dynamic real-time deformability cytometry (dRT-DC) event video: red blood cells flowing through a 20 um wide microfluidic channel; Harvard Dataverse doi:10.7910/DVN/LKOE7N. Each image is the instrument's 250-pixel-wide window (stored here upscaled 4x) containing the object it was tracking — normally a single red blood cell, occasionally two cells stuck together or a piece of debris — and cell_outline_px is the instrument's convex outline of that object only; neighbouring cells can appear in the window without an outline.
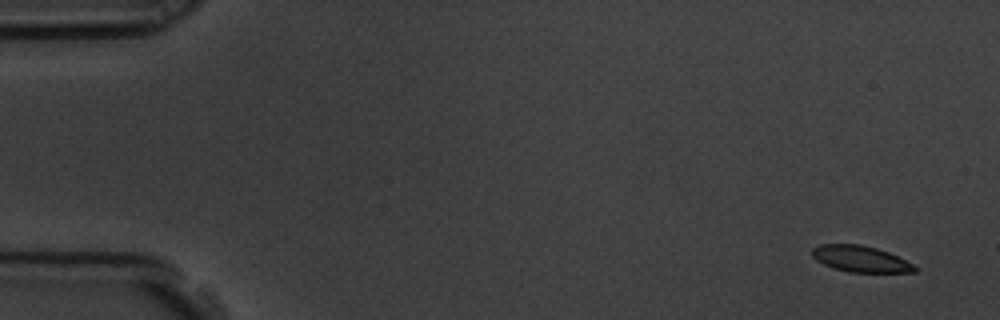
{"species": "common noctule bat (a hibernating species)", "species_latin": "Nyctalus noctula", "temperature_condition": "room temperature", "stored_images_in_passage": 6, "camera_frame_rate_fps": 3000, "um_per_image_px": 0.085, "animal": {"sex": "male", "body_mass_g": 19.5, "forearm_length_mm": 54.6}, "frame": {"image": 1, "passage_image": 1, "time_ms": 0.0, "image_size_px": [1000, 320], "cell_outline_px": [[920, 268], [916, 272], [848, 272], [832, 268], [816, 260], [812, 256], [812, 248], [820, 244], [860, 244], [876, 248], [888, 252]], "centroid_in_image_um": [73.12, 22.01], "position_along_channel_um": 11.9, "area_um2": 15.66}}
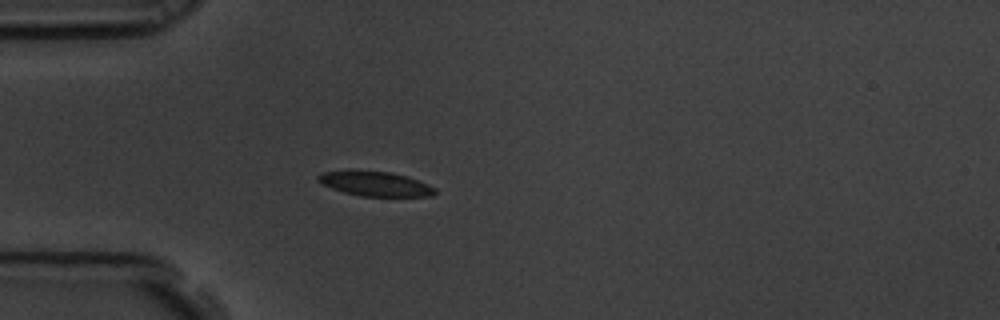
{"frame": {"image": 2, "passage_image": 5, "time_ms": 1.333, "image_size_px": [1000, 320], "cell_outline_px": [[436, 192], [432, 196], [360, 196], [344, 192], [332, 188], [316, 180], [316, 176], [320, 172], [348, 168], [356, 168], [392, 172], [408, 176], [428, 184], [436, 188]], "centroid_in_image_um": [31.83, 15.57], "position_along_channel_um": 53.2, "area_um2": 17.51}}